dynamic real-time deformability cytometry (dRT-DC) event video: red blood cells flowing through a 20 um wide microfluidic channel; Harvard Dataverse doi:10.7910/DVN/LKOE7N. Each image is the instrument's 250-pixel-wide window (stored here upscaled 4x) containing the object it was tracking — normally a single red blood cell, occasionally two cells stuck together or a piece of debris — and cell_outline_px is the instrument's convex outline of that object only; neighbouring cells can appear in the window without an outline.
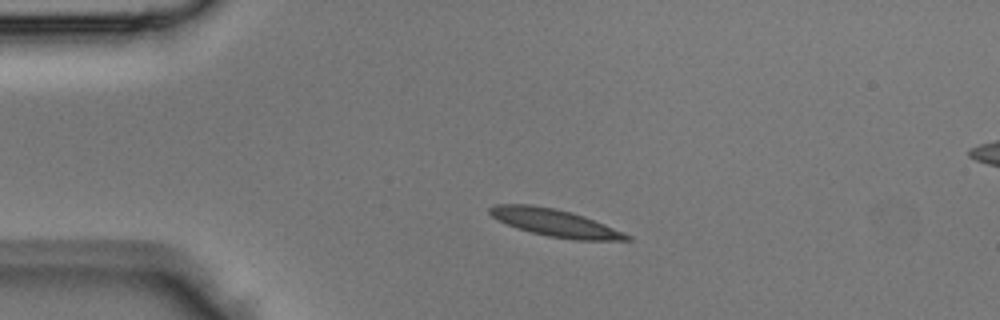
{"species": "Egyptian fruit bat (a non-hibernating species)", "species_latin": "Rousettus aegyptiacus", "temperature_condition": "room temperature", "stored_images_in_passage": 3, "segment_of_instrument_passage": [1, 2], "camera_frame_rate_fps": 3000, "um_per_image_px": 0.085, "animal": {"sex": "male"}, "frame": {"image": 1, "passage_image": 1, "time_ms": 0.0, "image_size_px": [1000, 320], "cell_outline_px": [[632, 240], [572, 240], [548, 236], [516, 228], [492, 216], [488, 212], [488, 208], [496, 204], [528, 204], [556, 208], [572, 212], [584, 216], [604, 224], [632, 236]], "centroid_in_image_um": [47.18, 18.93], "position_along_channel_um": 37.8, "area_um2": 21.73}}